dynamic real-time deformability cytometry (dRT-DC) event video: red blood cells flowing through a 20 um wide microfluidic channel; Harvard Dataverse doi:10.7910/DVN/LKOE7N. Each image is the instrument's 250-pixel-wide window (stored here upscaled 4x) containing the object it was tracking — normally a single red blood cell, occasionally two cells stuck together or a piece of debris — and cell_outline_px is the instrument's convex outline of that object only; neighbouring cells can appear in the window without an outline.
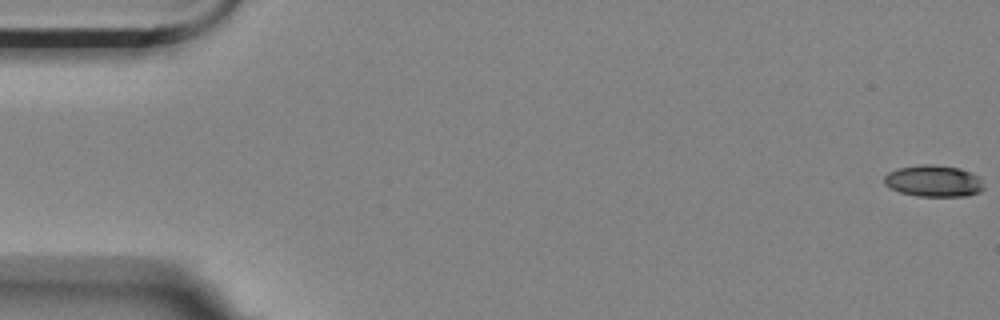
{"species": "Egyptian fruit bat (a non-hibernating species)", "species_latin": "Rousettus aegyptiacus", "temperature_condition": "room temperature", "stored_images_in_passage": 57, "camera_frame_rate_fps": 3000, "um_per_image_px": 0.085, "animal": {"sex": "female"}, "frame": {"image": 1, "passage_image": 1, "time_ms": 0.0, "image_size_px": [1000, 320], "cell_outline_px": [[984, 188], [980, 192], [968, 196], [916, 196], [900, 192], [888, 188], [884, 184], [884, 176], [888, 172], [896, 168], [920, 164], [932, 164], [960, 168], [972, 172], [980, 176]], "centroid_in_image_um": [79.35, 15.38], "position_along_channel_um": 5.6, "area_um2": 18.73}}
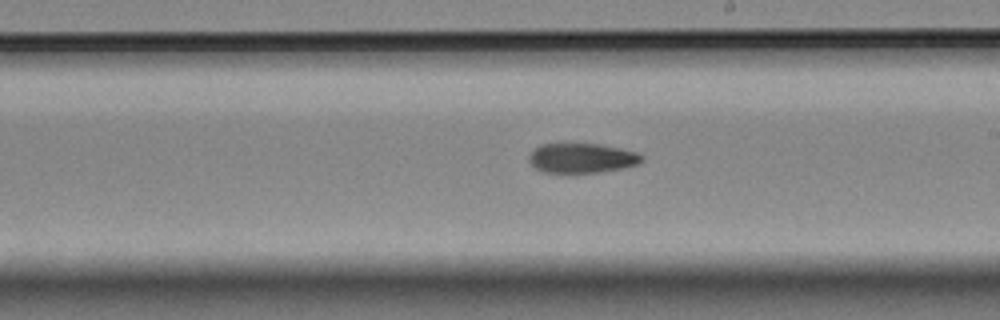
{"frame": {"image": 2, "passage_image": 33, "time_ms": 10.667, "image_size_px": [1000, 320], "cell_outline_px": [[644, 160], [640, 164], [624, 168], [600, 172], [540, 172], [528, 160], [528, 156], [540, 144], [600, 144], [620, 148], [636, 152], [644, 156]], "centroid_in_image_um": [49.5, 13.44], "position_along_channel_um": 239.5, "area_um2": 19.54}}
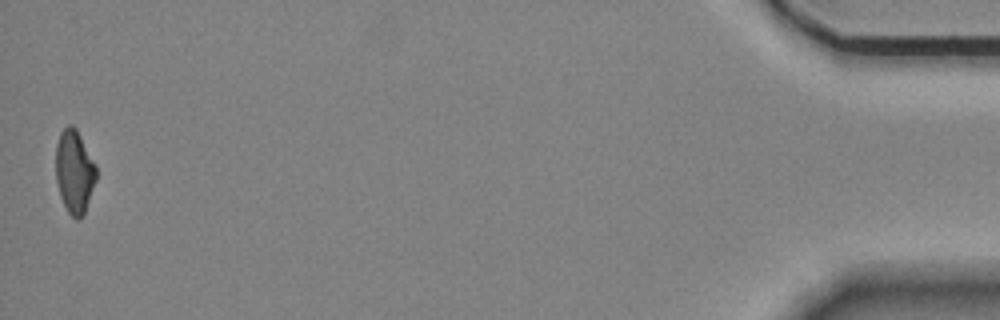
{"frame": {"image": 3, "passage_image": 57, "time_ms": 18.667, "image_size_px": [1000, 320], "cell_outline_px": [[96, 180], [84, 216], [80, 220], [76, 220], [68, 212], [60, 196], [56, 180], [56, 144], [60, 132], [68, 124], [72, 124], [76, 128], [96, 164]], "centroid_in_image_um": [6.33, 14.6], "position_along_channel_um": 428.9, "area_um2": 19.83}, "authors_computed_cell_mechanics": {"area_um2": 20.1144, "velocity_mm_per_s": 3.5249, "shape_relaxation_time_tau1_ms": null, "shape_relaxation_time_tau2_ms": 10.8113, "deformation_change_tau1": null, "deformation_change_tau2": 0.1932}}